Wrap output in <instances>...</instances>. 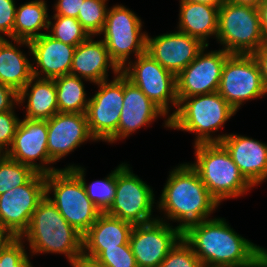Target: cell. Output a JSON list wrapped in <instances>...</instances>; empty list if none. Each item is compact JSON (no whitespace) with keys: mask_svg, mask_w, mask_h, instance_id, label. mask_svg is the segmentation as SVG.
I'll list each match as a JSON object with an SVG mask.
<instances>
[{"mask_svg":"<svg viewBox=\"0 0 267 267\" xmlns=\"http://www.w3.org/2000/svg\"><path fill=\"white\" fill-rule=\"evenodd\" d=\"M182 238L203 267H265V249L235 233L223 219L192 224Z\"/></svg>","mask_w":267,"mask_h":267,"instance_id":"1","label":"cell"},{"mask_svg":"<svg viewBox=\"0 0 267 267\" xmlns=\"http://www.w3.org/2000/svg\"><path fill=\"white\" fill-rule=\"evenodd\" d=\"M159 203V208L165 210L170 219L180 221L177 227L182 232L188 226L206 220L219 205L197 171L188 164L170 172Z\"/></svg>","mask_w":267,"mask_h":267,"instance_id":"2","label":"cell"},{"mask_svg":"<svg viewBox=\"0 0 267 267\" xmlns=\"http://www.w3.org/2000/svg\"><path fill=\"white\" fill-rule=\"evenodd\" d=\"M26 236L34 253H63L71 265L83 254L82 235L60 214L52 201L45 196L34 210Z\"/></svg>","mask_w":267,"mask_h":267,"instance_id":"3","label":"cell"},{"mask_svg":"<svg viewBox=\"0 0 267 267\" xmlns=\"http://www.w3.org/2000/svg\"><path fill=\"white\" fill-rule=\"evenodd\" d=\"M195 147L197 162L190 165L218 203L235 198L253 187L221 143H199Z\"/></svg>","mask_w":267,"mask_h":267,"instance_id":"4","label":"cell"},{"mask_svg":"<svg viewBox=\"0 0 267 267\" xmlns=\"http://www.w3.org/2000/svg\"><path fill=\"white\" fill-rule=\"evenodd\" d=\"M178 101L177 110L166 120L165 125L196 132L198 137L195 144L214 143L210 132L218 130L236 113L218 92L178 98Z\"/></svg>","mask_w":267,"mask_h":267,"instance_id":"5","label":"cell"},{"mask_svg":"<svg viewBox=\"0 0 267 267\" xmlns=\"http://www.w3.org/2000/svg\"><path fill=\"white\" fill-rule=\"evenodd\" d=\"M54 191V198L49 192ZM46 196L82 236L102 213L90 200L81 179L71 169L46 174Z\"/></svg>","mask_w":267,"mask_h":267,"instance_id":"6","label":"cell"},{"mask_svg":"<svg viewBox=\"0 0 267 267\" xmlns=\"http://www.w3.org/2000/svg\"><path fill=\"white\" fill-rule=\"evenodd\" d=\"M216 37L230 54H254L265 44L257 7L226 0L219 7Z\"/></svg>","mask_w":267,"mask_h":267,"instance_id":"7","label":"cell"},{"mask_svg":"<svg viewBox=\"0 0 267 267\" xmlns=\"http://www.w3.org/2000/svg\"><path fill=\"white\" fill-rule=\"evenodd\" d=\"M141 26V20L124 6L117 5L107 11L102 41L120 70L131 52L136 57L146 52L147 35L140 33Z\"/></svg>","mask_w":267,"mask_h":267,"instance_id":"8","label":"cell"},{"mask_svg":"<svg viewBox=\"0 0 267 267\" xmlns=\"http://www.w3.org/2000/svg\"><path fill=\"white\" fill-rule=\"evenodd\" d=\"M218 93L236 111L245 100L267 93L260 66L253 54H230L227 57Z\"/></svg>","mask_w":267,"mask_h":267,"instance_id":"9","label":"cell"},{"mask_svg":"<svg viewBox=\"0 0 267 267\" xmlns=\"http://www.w3.org/2000/svg\"><path fill=\"white\" fill-rule=\"evenodd\" d=\"M152 189L135 176L126 164L116 168V194L106 214L132 223L147 224L154 204ZM152 219V220H151Z\"/></svg>","mask_w":267,"mask_h":267,"instance_id":"10","label":"cell"},{"mask_svg":"<svg viewBox=\"0 0 267 267\" xmlns=\"http://www.w3.org/2000/svg\"><path fill=\"white\" fill-rule=\"evenodd\" d=\"M45 196L46 174L38 172L26 184L1 194L0 226L12 237H21Z\"/></svg>","mask_w":267,"mask_h":267,"instance_id":"11","label":"cell"},{"mask_svg":"<svg viewBox=\"0 0 267 267\" xmlns=\"http://www.w3.org/2000/svg\"><path fill=\"white\" fill-rule=\"evenodd\" d=\"M99 91L89 99L86 110L88 127L95 140L114 142L123 108V74L110 83L101 81Z\"/></svg>","mask_w":267,"mask_h":267,"instance_id":"12","label":"cell"},{"mask_svg":"<svg viewBox=\"0 0 267 267\" xmlns=\"http://www.w3.org/2000/svg\"><path fill=\"white\" fill-rule=\"evenodd\" d=\"M134 65L124 67L121 73L136 85L166 115L168 102L178 107L176 76L162 67L149 53L136 57ZM132 67V69H130ZM169 100V101H168Z\"/></svg>","mask_w":267,"mask_h":267,"instance_id":"13","label":"cell"},{"mask_svg":"<svg viewBox=\"0 0 267 267\" xmlns=\"http://www.w3.org/2000/svg\"><path fill=\"white\" fill-rule=\"evenodd\" d=\"M182 239V231L160 219L134 225L129 244L137 267H159L168 252Z\"/></svg>","mask_w":267,"mask_h":267,"instance_id":"14","label":"cell"},{"mask_svg":"<svg viewBox=\"0 0 267 267\" xmlns=\"http://www.w3.org/2000/svg\"><path fill=\"white\" fill-rule=\"evenodd\" d=\"M197 57L176 76L177 98L218 92L223 65L230 55L224 49Z\"/></svg>","mask_w":267,"mask_h":267,"instance_id":"15","label":"cell"},{"mask_svg":"<svg viewBox=\"0 0 267 267\" xmlns=\"http://www.w3.org/2000/svg\"><path fill=\"white\" fill-rule=\"evenodd\" d=\"M48 128L47 120H31L25 118L19 121L11 149L6 155L35 169L38 173L49 174L58 169L47 168L44 165L34 163L35 159H40L42 163H53L47 149Z\"/></svg>","mask_w":267,"mask_h":267,"instance_id":"16","label":"cell"},{"mask_svg":"<svg viewBox=\"0 0 267 267\" xmlns=\"http://www.w3.org/2000/svg\"><path fill=\"white\" fill-rule=\"evenodd\" d=\"M205 46L199 39L178 31L155 38H149L147 35L146 52L177 76Z\"/></svg>","mask_w":267,"mask_h":267,"instance_id":"17","label":"cell"},{"mask_svg":"<svg viewBox=\"0 0 267 267\" xmlns=\"http://www.w3.org/2000/svg\"><path fill=\"white\" fill-rule=\"evenodd\" d=\"M47 149L50 159L56 162L76 149L84 141L94 139L85 113L59 112L47 120Z\"/></svg>","mask_w":267,"mask_h":267,"instance_id":"18","label":"cell"},{"mask_svg":"<svg viewBox=\"0 0 267 267\" xmlns=\"http://www.w3.org/2000/svg\"><path fill=\"white\" fill-rule=\"evenodd\" d=\"M231 155L240 173L252 185L267 178V145L240 135H221L214 138Z\"/></svg>","mask_w":267,"mask_h":267,"instance_id":"19","label":"cell"},{"mask_svg":"<svg viewBox=\"0 0 267 267\" xmlns=\"http://www.w3.org/2000/svg\"><path fill=\"white\" fill-rule=\"evenodd\" d=\"M16 43L26 44L35 57L38 68L32 67L33 76L38 78L40 72L45 76L41 78L54 79L70 74L75 46L54 39L49 34H42L31 41L15 40Z\"/></svg>","mask_w":267,"mask_h":267,"instance_id":"20","label":"cell"},{"mask_svg":"<svg viewBox=\"0 0 267 267\" xmlns=\"http://www.w3.org/2000/svg\"><path fill=\"white\" fill-rule=\"evenodd\" d=\"M158 115L166 114L136 85L123 75V108L117 129V139L125 138Z\"/></svg>","mask_w":267,"mask_h":267,"instance_id":"21","label":"cell"},{"mask_svg":"<svg viewBox=\"0 0 267 267\" xmlns=\"http://www.w3.org/2000/svg\"><path fill=\"white\" fill-rule=\"evenodd\" d=\"M133 226L130 222L101 213L82 236V255L95 259L105 248L130 245L129 238Z\"/></svg>","mask_w":267,"mask_h":267,"instance_id":"22","label":"cell"},{"mask_svg":"<svg viewBox=\"0 0 267 267\" xmlns=\"http://www.w3.org/2000/svg\"><path fill=\"white\" fill-rule=\"evenodd\" d=\"M109 65L115 74L121 72L110 58L105 43L102 40L93 41L89 36L75 47L70 74L99 83L106 80Z\"/></svg>","mask_w":267,"mask_h":267,"instance_id":"23","label":"cell"},{"mask_svg":"<svg viewBox=\"0 0 267 267\" xmlns=\"http://www.w3.org/2000/svg\"><path fill=\"white\" fill-rule=\"evenodd\" d=\"M179 31L199 39L204 45L206 37L218 32L219 8L204 3L180 1Z\"/></svg>","mask_w":267,"mask_h":267,"instance_id":"24","label":"cell"},{"mask_svg":"<svg viewBox=\"0 0 267 267\" xmlns=\"http://www.w3.org/2000/svg\"><path fill=\"white\" fill-rule=\"evenodd\" d=\"M32 85L33 76L18 93V103H22L28 96L27 113L25 118L31 120H49L58 111L56 86L54 79L40 78ZM31 87L30 92H28Z\"/></svg>","mask_w":267,"mask_h":267,"instance_id":"25","label":"cell"},{"mask_svg":"<svg viewBox=\"0 0 267 267\" xmlns=\"http://www.w3.org/2000/svg\"><path fill=\"white\" fill-rule=\"evenodd\" d=\"M32 64L12 43L0 39V83L19 93L33 77Z\"/></svg>","mask_w":267,"mask_h":267,"instance_id":"26","label":"cell"},{"mask_svg":"<svg viewBox=\"0 0 267 267\" xmlns=\"http://www.w3.org/2000/svg\"><path fill=\"white\" fill-rule=\"evenodd\" d=\"M53 25L48 19L47 6L43 0H35L23 4L16 9L15 24L13 27V40L31 41L42 34L41 28Z\"/></svg>","mask_w":267,"mask_h":267,"instance_id":"27","label":"cell"},{"mask_svg":"<svg viewBox=\"0 0 267 267\" xmlns=\"http://www.w3.org/2000/svg\"><path fill=\"white\" fill-rule=\"evenodd\" d=\"M59 112L86 113V100L81 78L71 74L54 78Z\"/></svg>","mask_w":267,"mask_h":267,"instance_id":"28","label":"cell"},{"mask_svg":"<svg viewBox=\"0 0 267 267\" xmlns=\"http://www.w3.org/2000/svg\"><path fill=\"white\" fill-rule=\"evenodd\" d=\"M82 181L87 196L94 205L105 213L114 201L116 194V169L104 180L95 181L87 186L84 180V169L77 166H68Z\"/></svg>","mask_w":267,"mask_h":267,"instance_id":"29","label":"cell"},{"mask_svg":"<svg viewBox=\"0 0 267 267\" xmlns=\"http://www.w3.org/2000/svg\"><path fill=\"white\" fill-rule=\"evenodd\" d=\"M37 171L32 167L0 155V195L26 184Z\"/></svg>","mask_w":267,"mask_h":267,"instance_id":"30","label":"cell"},{"mask_svg":"<svg viewBox=\"0 0 267 267\" xmlns=\"http://www.w3.org/2000/svg\"><path fill=\"white\" fill-rule=\"evenodd\" d=\"M105 2L106 0H84L82 3L77 20L90 37L103 31L108 11Z\"/></svg>","mask_w":267,"mask_h":267,"instance_id":"31","label":"cell"},{"mask_svg":"<svg viewBox=\"0 0 267 267\" xmlns=\"http://www.w3.org/2000/svg\"><path fill=\"white\" fill-rule=\"evenodd\" d=\"M53 18L56 22L49 35L54 39L76 47L89 37L77 18L59 15H54Z\"/></svg>","mask_w":267,"mask_h":267,"instance_id":"32","label":"cell"},{"mask_svg":"<svg viewBox=\"0 0 267 267\" xmlns=\"http://www.w3.org/2000/svg\"><path fill=\"white\" fill-rule=\"evenodd\" d=\"M159 267H203L200 259L182 238L169 252Z\"/></svg>","mask_w":267,"mask_h":267,"instance_id":"33","label":"cell"},{"mask_svg":"<svg viewBox=\"0 0 267 267\" xmlns=\"http://www.w3.org/2000/svg\"><path fill=\"white\" fill-rule=\"evenodd\" d=\"M21 237H13L0 250V267H32Z\"/></svg>","mask_w":267,"mask_h":267,"instance_id":"34","label":"cell"},{"mask_svg":"<svg viewBox=\"0 0 267 267\" xmlns=\"http://www.w3.org/2000/svg\"><path fill=\"white\" fill-rule=\"evenodd\" d=\"M95 259L107 267H137L130 245L105 248Z\"/></svg>","mask_w":267,"mask_h":267,"instance_id":"35","label":"cell"},{"mask_svg":"<svg viewBox=\"0 0 267 267\" xmlns=\"http://www.w3.org/2000/svg\"><path fill=\"white\" fill-rule=\"evenodd\" d=\"M19 124L18 118L14 115V111H5L0 113V155L5 149L6 154L10 148H4L12 145L14 135Z\"/></svg>","mask_w":267,"mask_h":267,"instance_id":"36","label":"cell"},{"mask_svg":"<svg viewBox=\"0 0 267 267\" xmlns=\"http://www.w3.org/2000/svg\"><path fill=\"white\" fill-rule=\"evenodd\" d=\"M16 7L13 0H0V33L6 34L13 40ZM0 39H4L0 35Z\"/></svg>","mask_w":267,"mask_h":267,"instance_id":"37","label":"cell"},{"mask_svg":"<svg viewBox=\"0 0 267 267\" xmlns=\"http://www.w3.org/2000/svg\"><path fill=\"white\" fill-rule=\"evenodd\" d=\"M83 2L84 0H58L55 15L77 18Z\"/></svg>","mask_w":267,"mask_h":267,"instance_id":"38","label":"cell"},{"mask_svg":"<svg viewBox=\"0 0 267 267\" xmlns=\"http://www.w3.org/2000/svg\"><path fill=\"white\" fill-rule=\"evenodd\" d=\"M13 101L18 103V93L10 86L0 83V113L11 111L13 109Z\"/></svg>","mask_w":267,"mask_h":267,"instance_id":"39","label":"cell"},{"mask_svg":"<svg viewBox=\"0 0 267 267\" xmlns=\"http://www.w3.org/2000/svg\"><path fill=\"white\" fill-rule=\"evenodd\" d=\"M253 56L256 58L263 78L264 86L267 92V43L262 45Z\"/></svg>","mask_w":267,"mask_h":267,"instance_id":"40","label":"cell"},{"mask_svg":"<svg viewBox=\"0 0 267 267\" xmlns=\"http://www.w3.org/2000/svg\"><path fill=\"white\" fill-rule=\"evenodd\" d=\"M259 19L261 23L262 35L267 43V0H263L258 6Z\"/></svg>","mask_w":267,"mask_h":267,"instance_id":"41","label":"cell"},{"mask_svg":"<svg viewBox=\"0 0 267 267\" xmlns=\"http://www.w3.org/2000/svg\"><path fill=\"white\" fill-rule=\"evenodd\" d=\"M72 266L73 267H107L99 263L96 259L87 257L85 255H81Z\"/></svg>","mask_w":267,"mask_h":267,"instance_id":"42","label":"cell"},{"mask_svg":"<svg viewBox=\"0 0 267 267\" xmlns=\"http://www.w3.org/2000/svg\"><path fill=\"white\" fill-rule=\"evenodd\" d=\"M13 237L0 226V250L6 245V243Z\"/></svg>","mask_w":267,"mask_h":267,"instance_id":"43","label":"cell"},{"mask_svg":"<svg viewBox=\"0 0 267 267\" xmlns=\"http://www.w3.org/2000/svg\"><path fill=\"white\" fill-rule=\"evenodd\" d=\"M181 1L204 3L219 8L222 4L225 3L226 0H181Z\"/></svg>","mask_w":267,"mask_h":267,"instance_id":"44","label":"cell"},{"mask_svg":"<svg viewBox=\"0 0 267 267\" xmlns=\"http://www.w3.org/2000/svg\"><path fill=\"white\" fill-rule=\"evenodd\" d=\"M238 4H248L257 7L263 0H228Z\"/></svg>","mask_w":267,"mask_h":267,"instance_id":"45","label":"cell"},{"mask_svg":"<svg viewBox=\"0 0 267 267\" xmlns=\"http://www.w3.org/2000/svg\"><path fill=\"white\" fill-rule=\"evenodd\" d=\"M265 267H267V250H265Z\"/></svg>","mask_w":267,"mask_h":267,"instance_id":"46","label":"cell"}]
</instances>
